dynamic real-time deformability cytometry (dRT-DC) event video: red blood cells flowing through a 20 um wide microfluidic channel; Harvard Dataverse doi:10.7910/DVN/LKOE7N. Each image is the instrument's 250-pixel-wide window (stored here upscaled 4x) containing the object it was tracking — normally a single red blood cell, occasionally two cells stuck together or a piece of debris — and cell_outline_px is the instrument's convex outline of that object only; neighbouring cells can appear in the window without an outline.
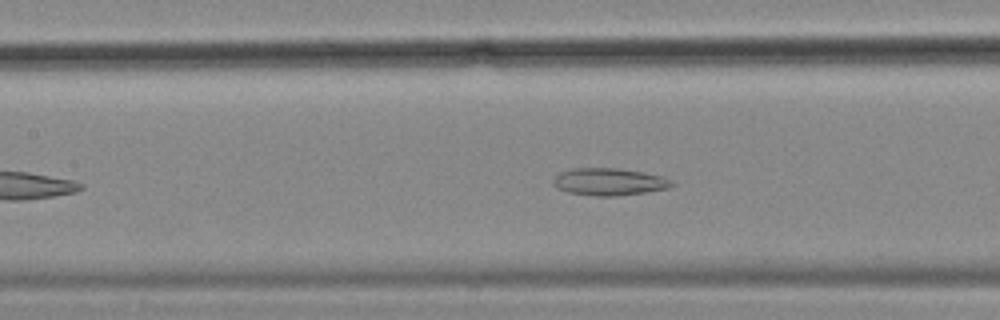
{"species": "common noctule bat (a hibernating species)", "species_latin": "Nyctalus noctula", "temperature_condition": "cold", "stored_images_in_passage": 37, "camera_frame_rate_fps": 3000, "um_per_image_px": 0.085, "animal": {"sex": "female", "body_mass_g": 18.4}, "frame": {"image": 1, "passage_image": 17, "time_ms": 5.333, "image_size_px": [1000, 320], "cell_outline_px": [[676, 184], [668, 188], [648, 192], [616, 196], [596, 196], [568, 192], [556, 188], [552, 184], [552, 180], [560, 172], [572, 168], [616, 168], [640, 172], [660, 176]], "centroid_in_image_um": [51.72, 15.46], "position_along_channel_um": 155.7, "area_um2": 18.73}}
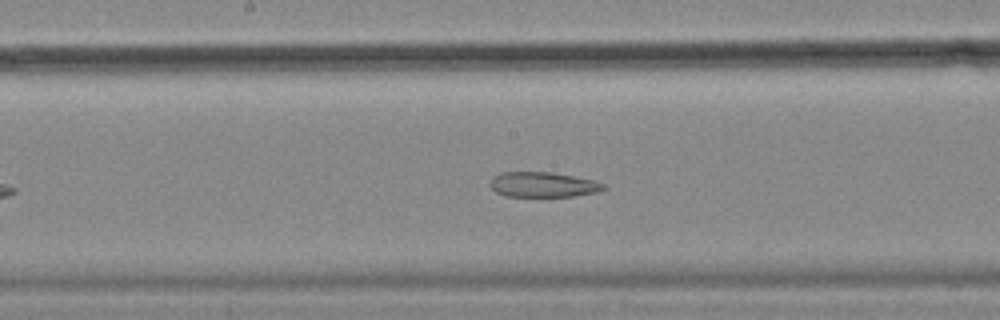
{"frame": {"image": 2, "passage_image": 21, "time_ms": 6.667, "image_size_px": [1000, 320], "cell_outline_px": [[608, 188], [596, 192], [572, 196], [504, 196], [496, 192], [492, 188], [492, 176], [500, 172], [552, 172], [596, 180], [604, 184]], "centroid_in_image_um": [46.19, 15.68], "position_along_channel_um": 202.0, "area_um2": 16.59}}
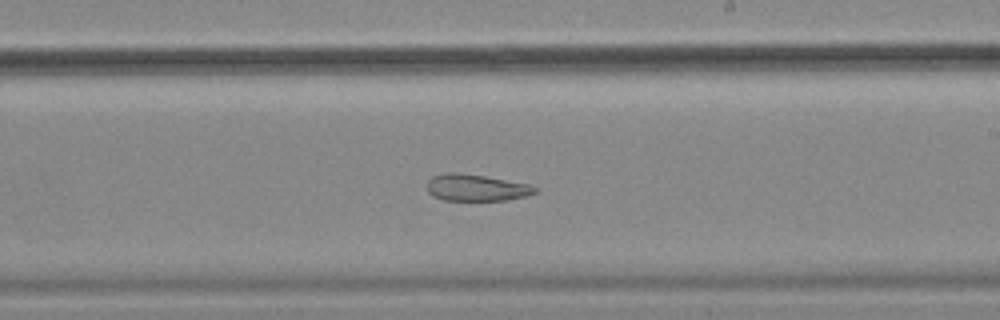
{"frame": {"image": 3, "passage_image": 25, "time_ms": 8.0, "image_size_px": [1000, 320], "cell_outline_px": [[540, 192], [524, 196], [504, 200], [444, 200], [432, 196], [428, 192], [428, 180], [432, 176], [448, 172], [456, 172], [484, 176], [528, 184], [540, 188]], "centroid_in_image_um": [40.49, 15.95], "position_along_channel_um": 248.5, "area_um2": 16.76}, "authors_computed_cell_mechanics": {"area_um2": 18.6694, "velocity_mm_per_s": 3.5102, "shape_relaxation_time_tau1_ms": null, "shape_relaxation_time_tau2_ms": 8.2413, "deformation_change_tau1": null, "deformation_change_tau2": 0.177}}